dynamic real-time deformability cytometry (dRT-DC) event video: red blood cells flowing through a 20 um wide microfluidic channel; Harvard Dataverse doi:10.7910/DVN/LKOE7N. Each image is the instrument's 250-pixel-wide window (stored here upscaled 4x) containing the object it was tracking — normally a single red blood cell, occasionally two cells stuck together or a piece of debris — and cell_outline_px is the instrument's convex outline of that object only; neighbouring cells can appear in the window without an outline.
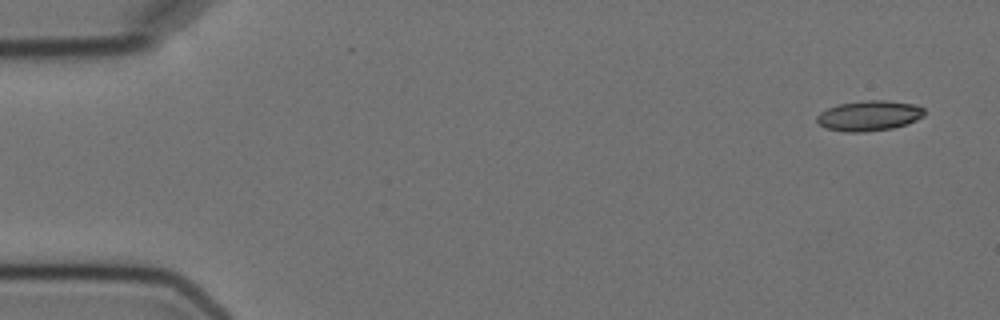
{"species": "Egyptian fruit bat (a non-hibernating species)", "species_latin": "Rousettus aegyptiacus", "temperature_condition": "cold", "stored_images_in_passage": 6, "camera_frame_rate_fps": 3000, "um_per_image_px": 0.085, "animal": {"sex": "female"}, "frame": {"image": 1, "passage_image": 1, "time_ms": 0.0, "image_size_px": [1000, 320], "cell_outline_px": [[924, 116], [908, 124], [892, 128], [864, 132], [844, 132], [828, 128], [820, 124], [816, 120], [816, 116], [820, 112], [836, 104], [864, 100], [884, 100], [916, 104], [924, 108]], "centroid_in_image_um": [73.88, 9.82], "position_along_channel_um": 11.1, "area_um2": 19.07}}